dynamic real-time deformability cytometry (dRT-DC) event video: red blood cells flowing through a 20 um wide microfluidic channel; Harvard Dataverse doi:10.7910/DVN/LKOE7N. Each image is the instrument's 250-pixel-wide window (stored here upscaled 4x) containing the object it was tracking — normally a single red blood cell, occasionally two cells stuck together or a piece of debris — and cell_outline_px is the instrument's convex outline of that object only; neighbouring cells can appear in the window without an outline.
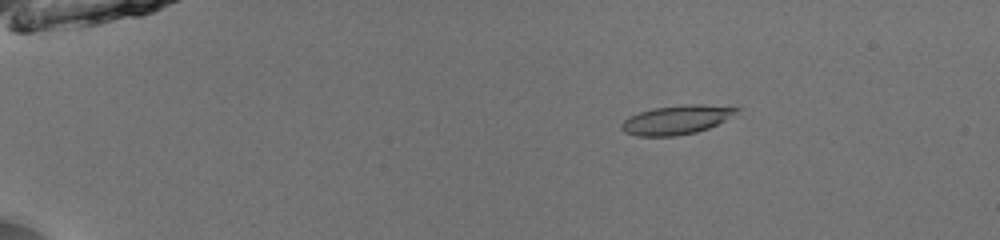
{"species": "common noctule bat (a hibernating species)", "species_latin": "Nyctalus noctula", "temperature_condition": "room temperature", "stored_images_in_passage": 53, "camera_frame_rate_fps": 3000, "um_per_image_px": 0.085, "animal": {"sex": "male", "body_mass_g": 13.0, "forearm_length_mm": 53.1}, "frame": {"image": 1, "passage_image": 11, "time_ms": 3.333, "image_size_px": [1000, 240], "cell_outline_px": [[744, 108], [724, 120], [708, 128], [696, 132], [676, 136], [636, 136], [624, 132], [620, 128], [620, 124], [628, 116], [652, 108], [684, 104], [700, 104]], "centroid_in_image_um": [57.47, 10.18], "position_along_channel_um": 27.5, "area_um2": 19.54}}
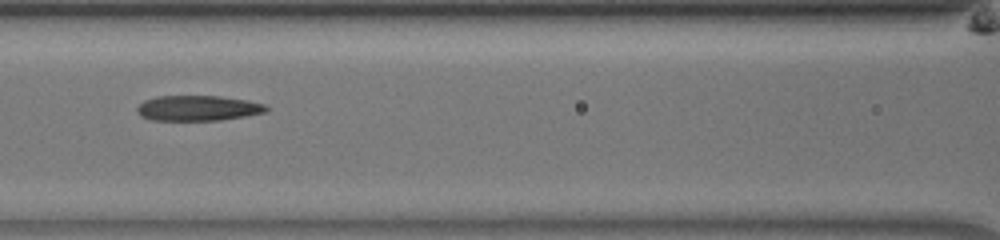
{"frame": {"image": 2, "passage_image": 27, "time_ms": 8.667, "image_size_px": [1000, 240], "cell_outline_px": [[268, 108], [264, 112], [244, 116], [220, 120], [152, 120], [140, 116], [136, 112], [136, 108], [144, 100], [156, 96], [220, 96], [248, 100], [264, 104]], "centroid_in_image_um": [16.78, 9.18], "position_along_channel_um": 149.8, "area_um2": 19.02}}
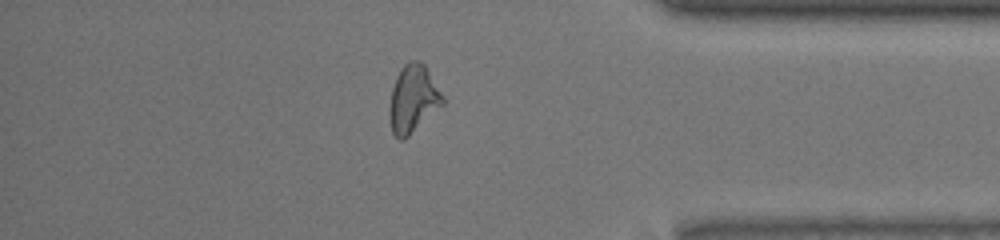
{"frame": {"image": 3, "passage_image": 47, "time_ms": 15.333, "image_size_px": [1000, 240], "cell_outline_px": [[444, 104], [404, 140], [400, 140], [392, 132], [388, 112], [392, 88], [396, 76], [404, 64], [408, 60], [420, 60], [424, 64], [444, 96]], "centroid_in_image_um": [35.11, 8.4], "position_along_channel_um": 400.1, "area_um2": 21.04}, "authors_computed_cell_mechanics": {"area_um2": 19.652, "velocity_mm_per_s": 3.9978, "shape_relaxation_time_tau1_ms": 7.6569, "shape_relaxation_time_tau2_ms": 6.0064, "deformation_change_tau1": 0.2383, "deformation_change_tau2": 0.1294}}